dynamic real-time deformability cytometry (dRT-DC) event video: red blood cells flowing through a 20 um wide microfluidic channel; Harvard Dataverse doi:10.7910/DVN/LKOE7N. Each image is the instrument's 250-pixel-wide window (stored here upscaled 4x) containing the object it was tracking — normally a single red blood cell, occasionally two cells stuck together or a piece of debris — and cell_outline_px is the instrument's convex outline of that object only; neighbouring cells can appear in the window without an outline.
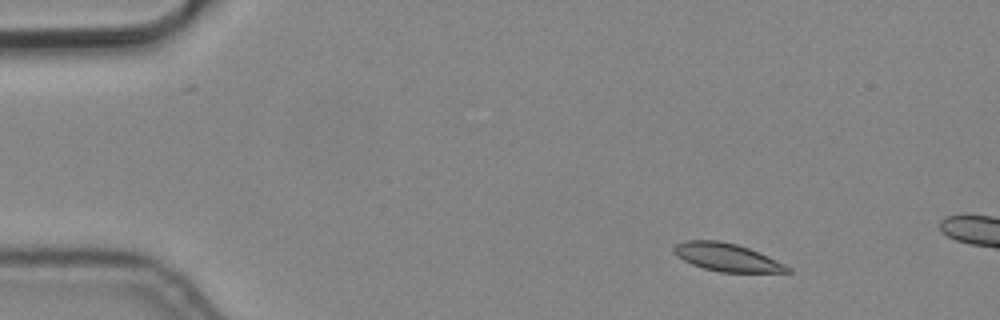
{"species": "common noctule bat (a hibernating species)", "species_latin": "Nyctalus noctula", "temperature_condition": "cold", "stored_images_in_passage": 3, "camera_frame_rate_fps": 3000, "um_per_image_px": 0.085, "animal": {"sex": "male", "body_mass_g": 19.2, "forearm_length_mm": 51.8}, "frame": {"image": 1, "passage_image": 1, "time_ms": 0.0, "image_size_px": [1000, 320], "cell_outline_px": [[792, 272], [720, 272], [704, 268], [692, 264], [676, 256], [672, 252], [672, 248], [676, 244], [684, 240], [720, 240], [736, 244], [748, 248], [784, 264], [792, 268]], "centroid_in_image_um": [61.73, 21.86], "position_along_channel_um": 23.3, "area_um2": 18.38}}